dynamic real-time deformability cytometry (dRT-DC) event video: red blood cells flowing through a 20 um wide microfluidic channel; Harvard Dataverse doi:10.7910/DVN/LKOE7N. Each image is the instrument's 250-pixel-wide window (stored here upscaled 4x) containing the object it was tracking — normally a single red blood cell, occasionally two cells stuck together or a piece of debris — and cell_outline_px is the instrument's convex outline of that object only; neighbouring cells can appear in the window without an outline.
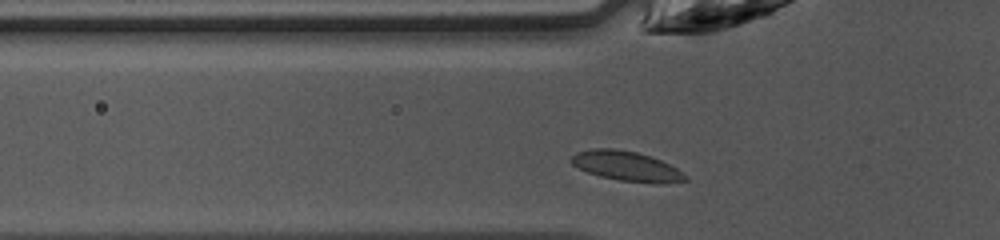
{"species": "common noctule bat (a hibernating species)", "species_latin": "Nyctalus noctula", "temperature_condition": "warm", "stored_images_in_passage": 26, "camera_frame_rate_fps": 3000, "um_per_image_px": 0.085, "animal": {"sex": "female", "body_mass_g": 10.0, "forearm_length_mm": 53.1}, "frame": {"image": 1, "passage_image": 2, "time_ms": 0.333, "image_size_px": [1000, 240], "cell_outline_px": [[688, 180], [664, 184], [620, 180], [600, 176], [576, 168], [572, 164], [572, 156], [576, 152], [592, 148], [616, 148], [636, 152], [660, 160], [684, 172], [688, 176]], "centroid_in_image_um": [53.26, 14.12], "position_along_channel_um": 72.5, "area_um2": 19.77}}
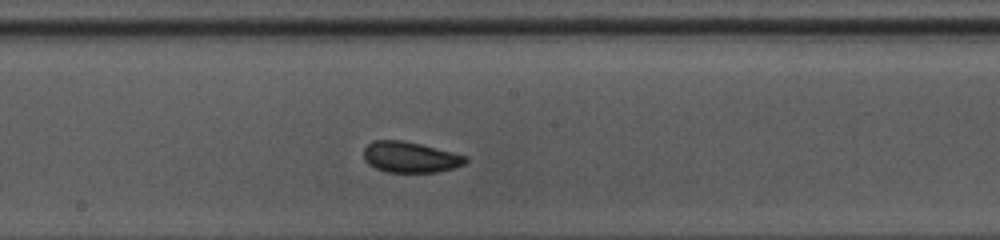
{"frame": {"image": 2, "passage_image": 12, "time_ms": 3.667, "image_size_px": [1000, 240], "cell_outline_px": [[468, 160], [464, 164], [452, 168], [436, 172], [388, 172], [376, 168], [368, 164], [364, 160], [364, 148], [372, 140], [404, 140], [468, 156]], "centroid_in_image_um": [34.85, 13.35], "position_along_channel_um": 213.4, "area_um2": 18.26}}
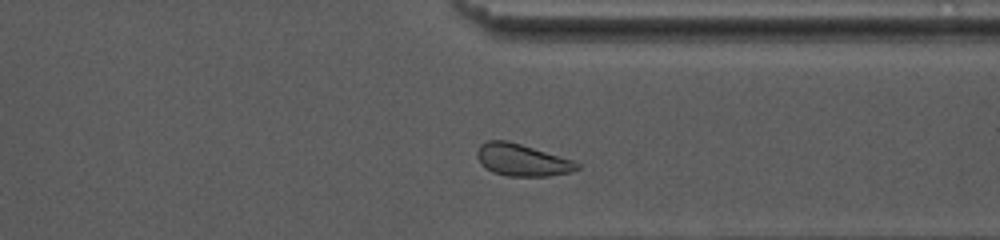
{"frame": {"image": 3, "passage_image": 23, "time_ms": 7.333, "image_size_px": [1000, 240], "cell_outline_px": [[580, 168], [572, 172], [548, 176], [508, 176], [492, 172], [480, 164], [476, 156], [476, 152], [480, 144], [488, 140], [508, 140], [572, 160], [580, 164]], "centroid_in_image_um": [44.34, 13.6], "position_along_channel_um": 367.1, "area_um2": 18.73}, "authors_computed_cell_mechanics": {"area_um2": 18.496, "velocity_mm_per_s": 4.1928, "shape_relaxation_time_tau1_ms": 1.0854, "shape_relaxation_time_tau2_ms": null, "deformation_change_tau1": 0.0494, "deformation_change_tau2": null}}